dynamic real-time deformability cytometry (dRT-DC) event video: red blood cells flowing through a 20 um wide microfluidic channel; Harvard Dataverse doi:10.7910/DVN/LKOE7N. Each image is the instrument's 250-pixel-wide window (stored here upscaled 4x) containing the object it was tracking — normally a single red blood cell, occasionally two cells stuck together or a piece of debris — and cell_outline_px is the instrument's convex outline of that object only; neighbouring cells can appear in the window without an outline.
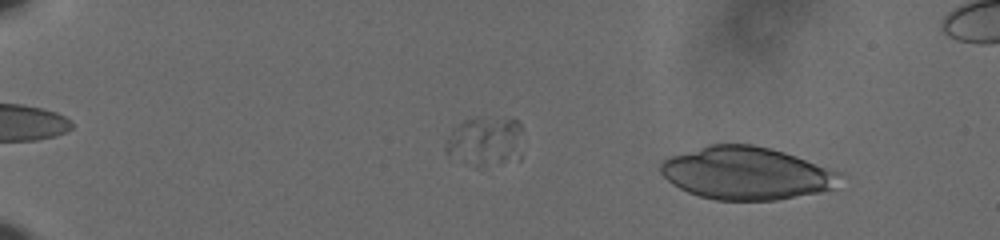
{"species": "human", "species_latin": "Homo sapiens", "temperature_condition": "cold", "stored_images_in_passage": 58, "camera_frame_rate_fps": 3000, "um_per_image_px": 0.085, "donor": {"sex": "male"}, "frame": {"image": 1, "passage_image": 7, "time_ms": 2.0, "image_size_px": [1000, 240], "cell_outline_px": [[840, 172], [832, 188], [820, 192], [776, 200], [716, 200], [700, 196], [688, 192], [672, 184], [660, 172], [660, 160], [708, 144], [752, 144], [784, 152], [796, 156]], "centroid_in_image_um": [63.38, 14.72], "position_along_channel_um": 21.6, "area_um2": 54.56}}